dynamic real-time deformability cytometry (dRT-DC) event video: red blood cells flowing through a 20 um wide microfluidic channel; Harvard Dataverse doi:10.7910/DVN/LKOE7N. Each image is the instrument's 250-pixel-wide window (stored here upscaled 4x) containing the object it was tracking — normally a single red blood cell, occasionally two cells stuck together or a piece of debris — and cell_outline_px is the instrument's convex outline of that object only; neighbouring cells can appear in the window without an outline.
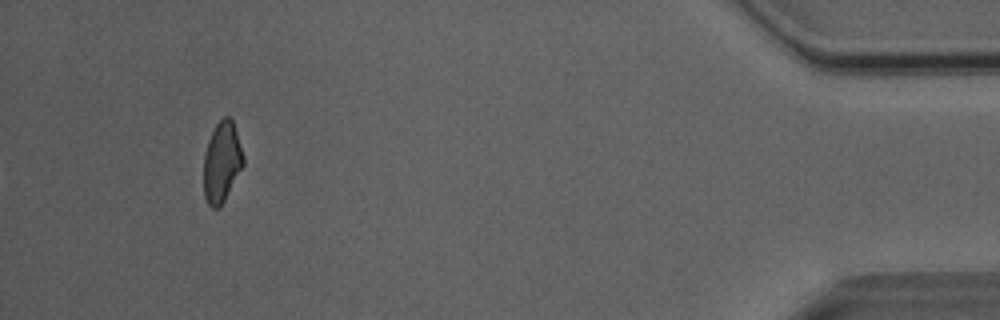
{"species": "Egyptian fruit bat (a non-hibernating species)", "species_latin": "Rousettus aegyptiacus", "temperature_condition": "room temperature", "stored_images_in_passage": 33, "camera_frame_rate_fps": 3000, "um_per_image_px": 0.085, "animal": {"sex": "male"}, "frame": {"image": 1, "passage_image": 33, "time_ms": 10.667, "image_size_px": [1000, 320], "cell_outline_px": [[244, 164], [224, 200], [216, 208], [212, 208], [208, 204], [204, 196], [204, 156], [208, 140], [216, 124], [224, 116], [228, 116], [232, 120], [244, 156]], "centroid_in_image_um": [18.85, 13.76], "position_along_channel_um": 416.4, "area_um2": 18.26}, "authors_computed_cell_mechanics": {"area_um2": 19.5942, "velocity_mm_per_s": 4.0913, "shape_relaxation_time_tau1_ms": null, "shape_relaxation_time_tau2_ms": 1.9184, "deformation_change_tau1": null, "deformation_change_tau2": 0.0988}}